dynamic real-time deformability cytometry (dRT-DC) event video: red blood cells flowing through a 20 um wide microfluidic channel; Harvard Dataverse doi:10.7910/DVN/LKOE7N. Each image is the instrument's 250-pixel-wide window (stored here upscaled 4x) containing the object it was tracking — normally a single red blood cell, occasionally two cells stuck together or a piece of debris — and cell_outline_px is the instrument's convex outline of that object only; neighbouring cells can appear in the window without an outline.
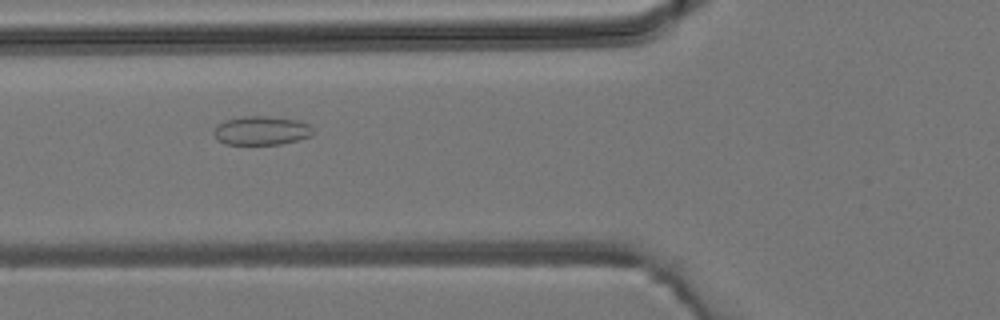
{"species": "common noctule bat (a hibernating species)", "species_latin": "Nyctalus noctula", "temperature_condition": "room temperature", "stored_images_in_passage": 6, "camera_frame_rate_fps": 3000, "um_per_image_px": 0.085, "animal": {"sex": "male", "body_mass_g": 19.2, "forearm_length_mm": 51.8}, "frame": {"image": 1, "passage_image": 4, "time_ms": 4.333, "image_size_px": [1000, 320], "cell_outline_px": [[312, 136], [280, 144], [224, 144], [216, 140], [212, 132], [224, 120], [240, 116], [268, 116], [300, 120], [308, 124], [312, 128]], "centroid_in_image_um": [22.2, 11.09], "position_along_channel_um": 103.6, "area_um2": 16.76}}
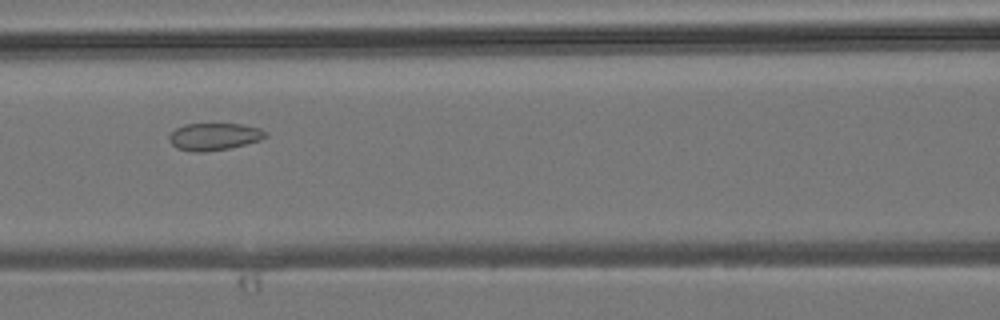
{"frame": {"image": 2, "passage_image": 5, "time_ms": 5.333, "image_size_px": [1000, 320], "cell_outline_px": [[268, 136], [260, 140], [228, 148], [204, 152], [192, 152], [176, 148], [168, 140], [168, 136], [176, 128], [184, 124], [244, 124], [260, 128], [268, 132]], "centroid_in_image_um": [18.2, 11.6], "position_along_channel_um": 148.4, "area_um2": 15.37}}
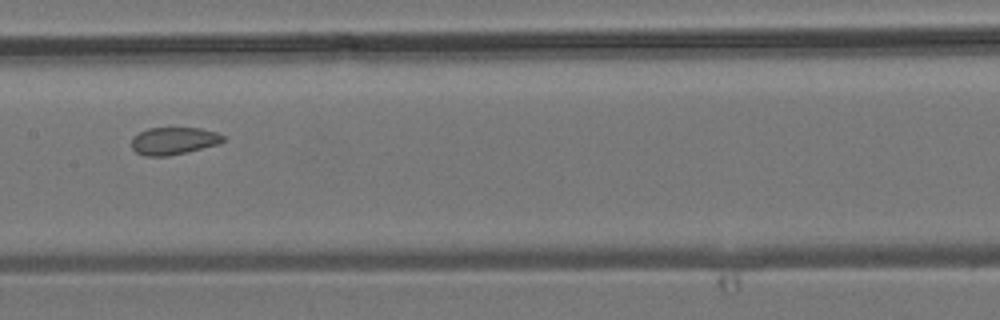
{"frame": {"image": 3, "passage_image": 6, "time_ms": 6.333, "image_size_px": [1000, 320], "cell_outline_px": [[224, 140], [216, 144], [188, 152], [168, 156], [144, 156], [136, 152], [132, 148], [132, 136], [148, 128], [200, 128], [216, 132], [224, 136]], "centroid_in_image_um": [14.73, 11.97], "position_along_channel_um": 192.7, "area_um2": 14.57}}